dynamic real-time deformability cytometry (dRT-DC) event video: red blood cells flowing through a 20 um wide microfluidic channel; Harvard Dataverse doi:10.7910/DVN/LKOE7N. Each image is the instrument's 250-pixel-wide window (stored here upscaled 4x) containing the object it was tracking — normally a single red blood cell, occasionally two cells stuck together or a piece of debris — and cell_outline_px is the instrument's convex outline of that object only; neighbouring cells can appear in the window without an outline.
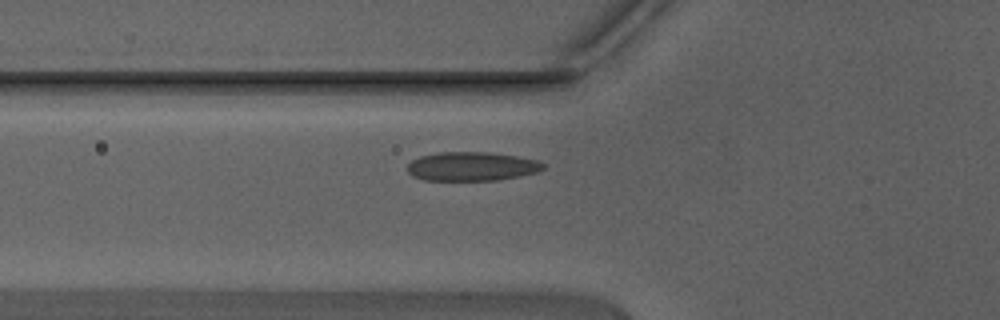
{"species": "Egyptian fruit bat (a non-hibernating species)", "species_latin": "Rousettus aegyptiacus", "temperature_condition": "warm", "stored_images_in_passage": 32, "camera_frame_rate_fps": 3000, "um_per_image_px": 0.085, "animal": {"sex": "male"}, "frame": {"image": 1, "passage_image": 3, "time_ms": 0.667, "image_size_px": [1000, 320], "cell_outline_px": [[544, 168], [536, 172], [520, 176], [496, 180], [424, 180], [412, 176], [408, 172], [408, 164], [412, 160], [420, 156], [440, 152], [488, 152], [516, 156], [540, 160], [544, 164]], "centroid_in_image_um": [40.1, 14.14], "position_along_channel_um": 85.7, "area_um2": 22.89}}
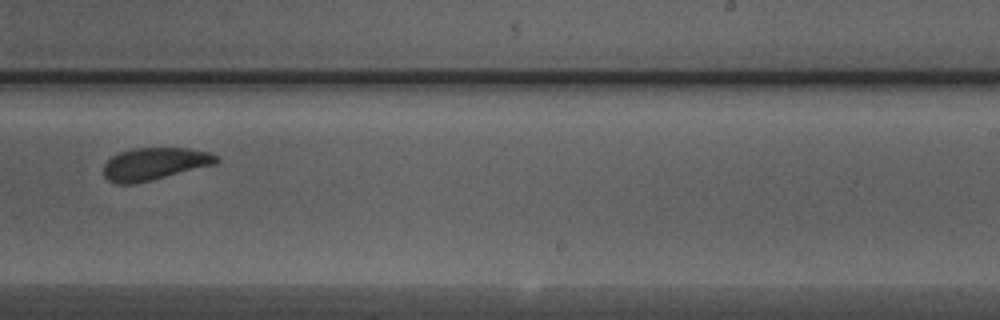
{"frame": {"image": 2, "passage_image": 16, "time_ms": 5.0, "image_size_px": [1000, 320], "cell_outline_px": [[220, 160], [216, 164], [136, 184], [116, 184], [108, 180], [104, 176], [104, 164], [112, 156], [120, 152], [136, 148], [188, 148], [208, 152], [220, 156]], "centroid_in_image_um": [13.16, 13.93], "position_along_channel_um": 275.8, "area_um2": 21.39}}
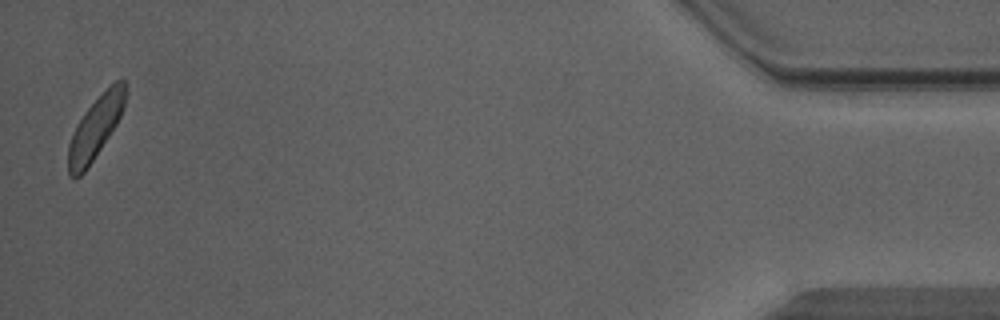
{"frame": {"image": 3, "passage_image": 32, "time_ms": 10.333, "image_size_px": [1000, 320], "cell_outline_px": [[128, 92], [124, 108], [116, 124], [84, 172], [80, 176], [68, 176], [68, 144], [76, 124], [84, 112], [116, 80], [124, 80]], "centroid_in_image_um": [8.12, 10.84], "position_along_channel_um": 427.1, "area_um2": 20.23}, "authors_computed_cell_mechanics": {"area_um2": 21.5883, "velocity_mm_per_s": 4.3895, "shape_relaxation_time_tau1_ms": 2.3605, "shape_relaxation_time_tau2_ms": 2.0269, "deformation_change_tau1": 0.087, "deformation_change_tau2": 0.0599}}